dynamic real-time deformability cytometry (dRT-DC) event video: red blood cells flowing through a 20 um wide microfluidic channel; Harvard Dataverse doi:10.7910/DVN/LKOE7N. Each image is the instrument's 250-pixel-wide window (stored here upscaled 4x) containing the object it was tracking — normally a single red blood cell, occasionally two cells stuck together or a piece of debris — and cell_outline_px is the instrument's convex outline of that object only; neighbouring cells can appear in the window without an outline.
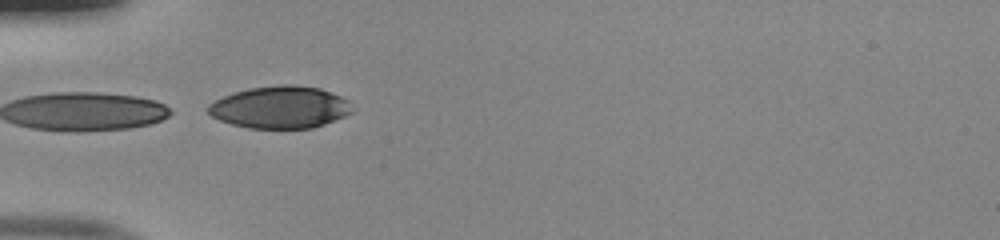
{"species": "human", "species_latin": "Homo sapiens", "temperature_condition": "room temperature", "stored_images_in_passage": 4, "camera_frame_rate_fps": 3000, "um_per_image_px": 0.085, "donor": {"sex": "male"}, "frame": {"image": 1, "passage_image": 1, "time_ms": 0.0, "image_size_px": [1000, 240], "cell_outline_px": [[352, 112], [344, 116], [324, 124], [312, 128], [248, 128], [232, 124], [220, 120], [212, 116], [208, 112], [208, 104], [224, 96], [248, 88], [280, 84], [292, 84], [320, 88], [340, 96], [348, 100]], "centroid_in_image_um": [23.8, 9.11], "position_along_channel_um": 61.2, "area_um2": 35.2}}